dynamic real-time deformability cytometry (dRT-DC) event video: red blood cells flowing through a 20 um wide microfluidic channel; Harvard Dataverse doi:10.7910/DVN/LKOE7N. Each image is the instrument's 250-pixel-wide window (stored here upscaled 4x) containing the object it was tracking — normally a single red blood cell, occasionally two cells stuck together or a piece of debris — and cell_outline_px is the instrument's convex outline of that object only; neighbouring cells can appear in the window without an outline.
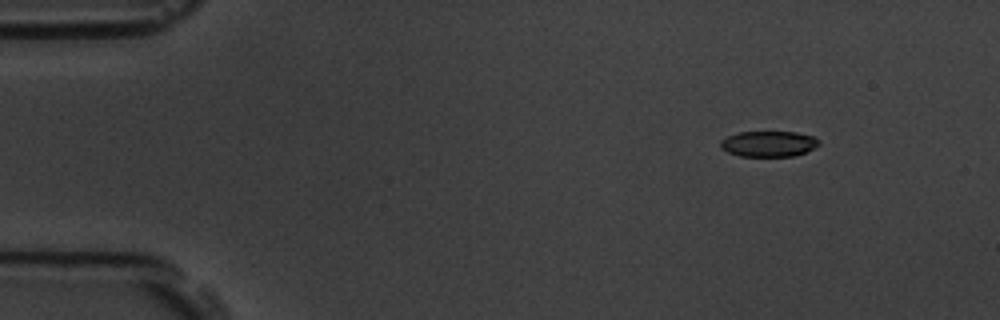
{"species": "common noctule bat (a hibernating species)", "species_latin": "Nyctalus noctula", "temperature_condition": "room temperature", "stored_images_in_passage": 7, "camera_frame_rate_fps": 3000, "um_per_image_px": 0.085, "animal": {"sex": "male", "body_mass_g": 19.5, "forearm_length_mm": 54.6}, "frame": {"image": 1, "passage_image": 3, "time_ms": 0.667, "image_size_px": [1000, 320], "cell_outline_px": [[820, 144], [804, 152], [792, 156], [740, 156], [728, 152], [720, 148], [720, 140], [728, 136], [740, 132], [796, 132], [812, 136], [820, 140]], "centroid_in_image_um": [65.31, 12.22], "position_along_channel_um": 19.7, "area_um2": 14.62}}
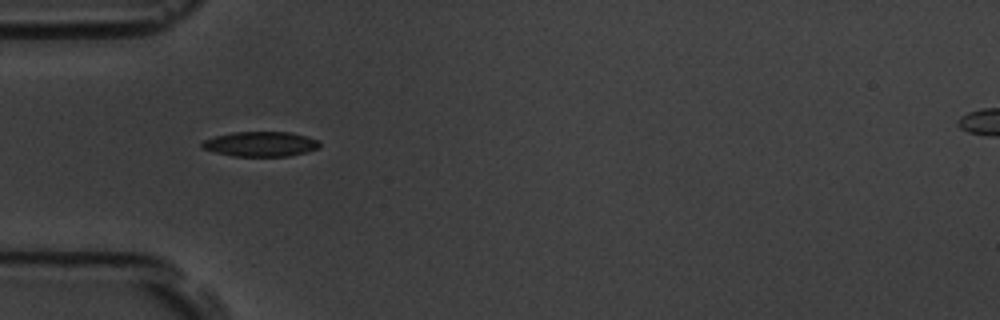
{"frame": {"image": 2, "passage_image": 6, "time_ms": 1.667, "image_size_px": [1000, 320], "cell_outline_px": [[320, 148], [308, 152], [288, 156], [232, 156], [216, 152], [204, 148], [200, 144], [204, 140], [216, 136], [232, 132], [288, 132], [308, 136], [320, 140]], "centroid_in_image_um": [22.22, 12.24], "position_along_channel_um": 62.8, "area_um2": 17.11}}
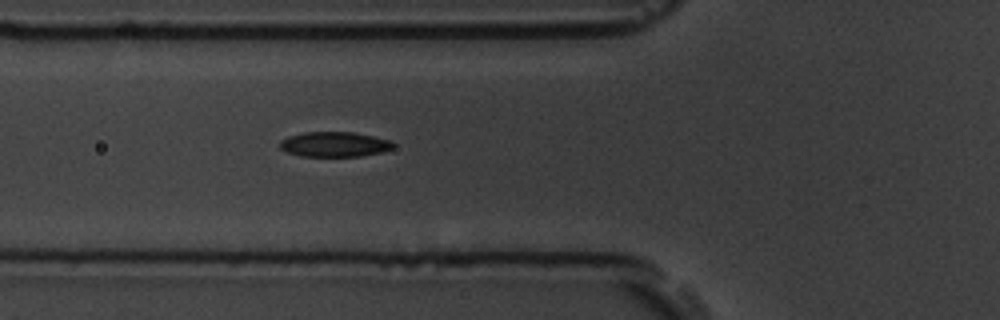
{"frame": {"image": 3, "passage_image": 7, "time_ms": 2.0, "image_size_px": [1000, 320], "cell_outline_px": [[396, 144], [392, 148], [380, 152], [360, 156], [300, 156], [288, 152], [280, 148], [280, 140], [288, 136], [304, 132], [352, 132], [392, 140]], "centroid_in_image_um": [28.43, 12.26], "position_along_channel_um": 97.4, "area_um2": 16.47}}